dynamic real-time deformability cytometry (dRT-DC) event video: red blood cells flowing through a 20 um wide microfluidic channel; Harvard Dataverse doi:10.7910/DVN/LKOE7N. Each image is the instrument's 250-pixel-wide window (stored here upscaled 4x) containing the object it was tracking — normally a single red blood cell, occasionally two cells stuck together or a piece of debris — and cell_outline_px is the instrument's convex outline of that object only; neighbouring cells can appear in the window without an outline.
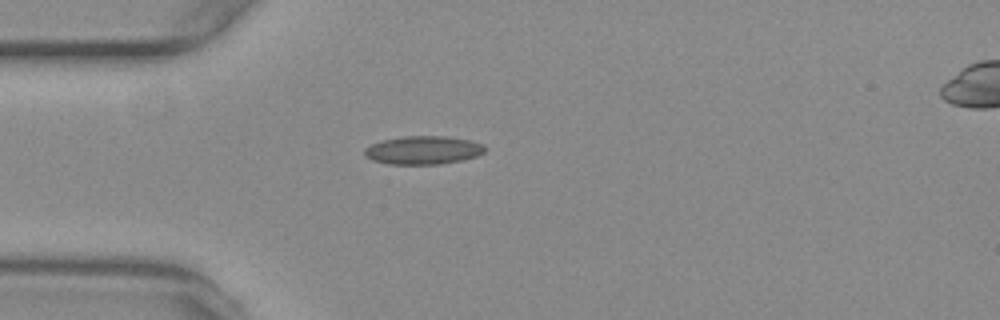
{"species": "common noctule bat (a hibernating species)", "species_latin": "Nyctalus noctula", "temperature_condition": "warm", "stored_images_in_passage": 41, "camera_frame_rate_fps": 3000, "um_per_image_px": 0.085, "animal": {"sex": "female", "body_mass_g": 29.2, "forearm_length_mm": 56.3}, "frame": {"image": 1, "passage_image": 1, "time_ms": 0.0, "image_size_px": [1000, 320], "cell_outline_px": [[488, 148], [484, 152], [476, 156], [460, 160], [440, 164], [388, 164], [372, 160], [364, 156], [364, 148], [380, 140], [404, 136], [448, 136], [468, 140], [484, 144]], "centroid_in_image_um": [35.95, 12.76], "position_along_channel_um": 49.0, "area_um2": 20.0}}
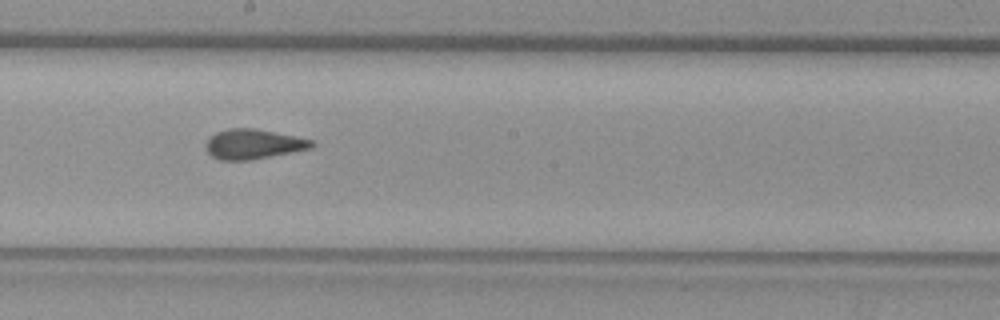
{"frame": {"image": 2, "passage_image": 16, "time_ms": 5.0, "image_size_px": [1000, 320], "cell_outline_px": [[316, 144], [312, 148], [252, 160], [220, 160], [212, 156], [204, 148], [204, 144], [208, 136], [216, 132], [228, 128], [256, 128], [312, 140]], "centroid_in_image_um": [21.48, 12.25], "position_along_channel_um": 226.7, "area_um2": 18.61}}
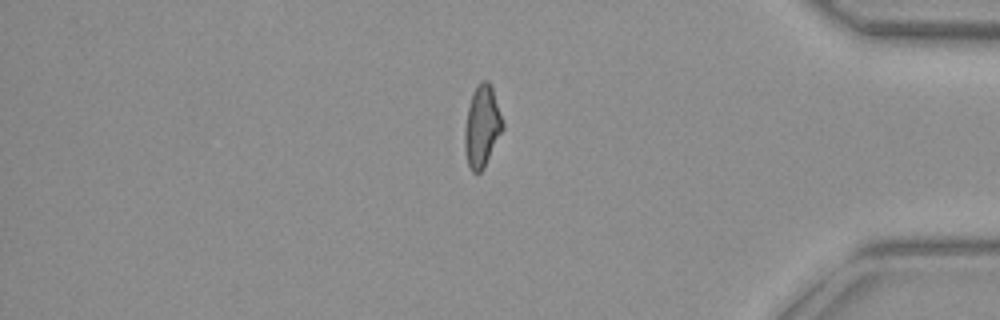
{"frame": {"image": 3, "passage_image": 32, "time_ms": 10.333, "image_size_px": [1000, 320], "cell_outline_px": [[504, 128], [484, 168], [480, 172], [472, 172], [468, 164], [464, 148], [464, 132], [468, 108], [472, 92], [476, 84], [480, 80], [488, 80], [492, 88], [504, 124]], "centroid_in_image_um": [40.96, 10.73], "position_along_channel_um": 394.2, "area_um2": 18.09}, "authors_computed_cell_mechanics": {"area_um2": 18.0914, "velocity_mm_per_s": 3.7578, "shape_relaxation_time_tau1_ms": null, "shape_relaxation_time_tau2_ms": 1.3698, "deformation_change_tau1": null, "deformation_change_tau2": 0.0762}}